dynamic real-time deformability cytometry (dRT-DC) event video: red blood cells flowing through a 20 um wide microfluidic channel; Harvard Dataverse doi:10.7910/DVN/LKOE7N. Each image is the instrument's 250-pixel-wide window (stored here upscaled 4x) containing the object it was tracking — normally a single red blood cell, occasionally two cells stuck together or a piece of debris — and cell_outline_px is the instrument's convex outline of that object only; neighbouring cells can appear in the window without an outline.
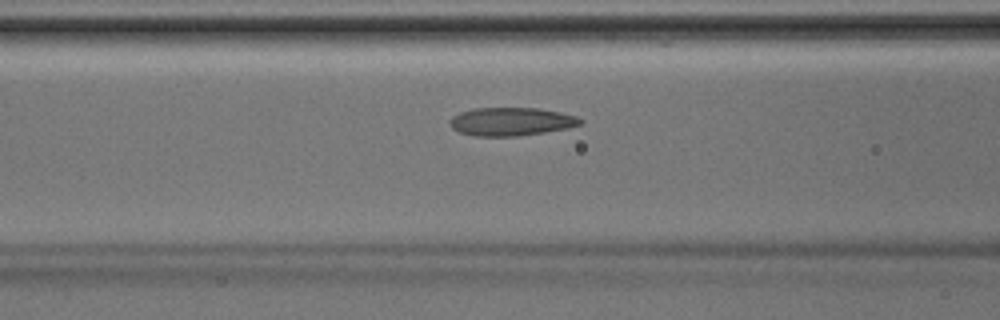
{"species": "Egyptian fruit bat (a non-hibernating species)", "species_latin": "Rousettus aegyptiacus", "temperature_condition": "room temperature", "stored_images_in_passage": 42, "camera_frame_rate_fps": 3000, "um_per_image_px": 0.085, "animal": {"sex": "male"}, "frame": {"image": 1, "passage_image": 16, "time_ms": 5.0, "image_size_px": [1000, 320], "cell_outline_px": [[584, 124], [568, 128], [544, 132], [516, 136], [472, 136], [460, 132], [452, 128], [448, 120], [452, 116], [460, 112], [472, 108], [540, 108], [560, 112], [576, 116], [584, 120]], "centroid_in_image_um": [43.46, 10.33], "position_along_channel_um": 123.1, "area_um2": 21.68}}
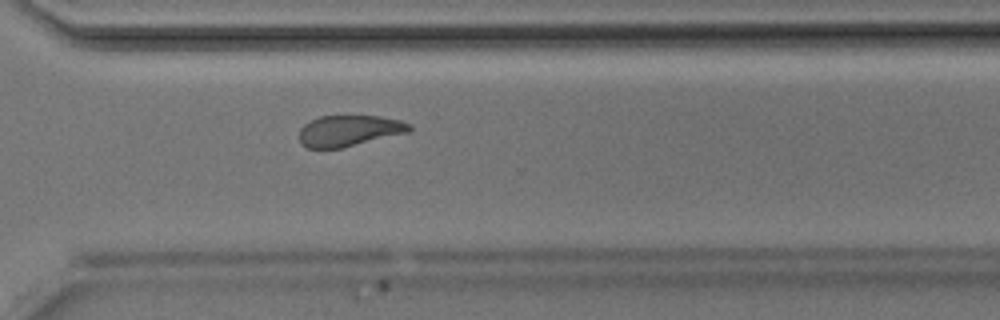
{"frame": {"image": 2, "passage_image": 30, "time_ms": 9.667, "image_size_px": [1000, 320], "cell_outline_px": [[412, 128], [408, 132], [340, 148], [308, 148], [300, 144], [300, 128], [304, 124], [320, 116], [380, 116], [400, 120], [412, 124]], "centroid_in_image_um": [29.67, 11.1], "position_along_channel_um": 340.9, "area_um2": 19.77}}
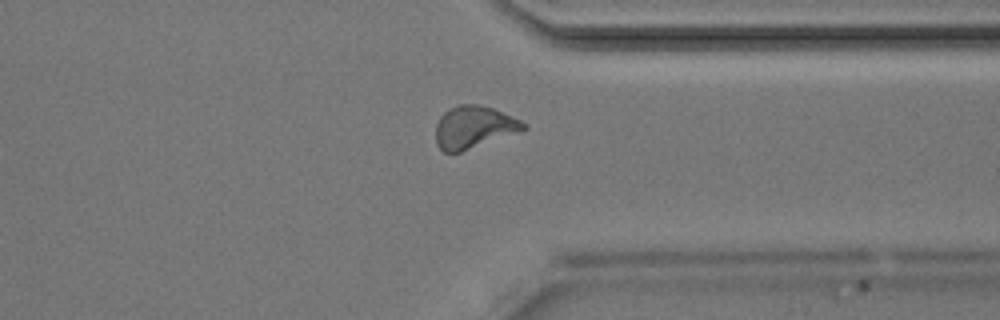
{"frame": {"image": 3, "passage_image": 32, "time_ms": 10.333, "image_size_px": [1000, 320], "cell_outline_px": [[528, 128], [460, 152], [444, 152], [436, 144], [436, 124], [440, 116], [448, 108], [456, 104], [476, 104], [492, 108], [512, 116], [528, 124]], "centroid_in_image_um": [40.25, 10.79], "position_along_channel_um": 371.2, "area_um2": 21.5}}